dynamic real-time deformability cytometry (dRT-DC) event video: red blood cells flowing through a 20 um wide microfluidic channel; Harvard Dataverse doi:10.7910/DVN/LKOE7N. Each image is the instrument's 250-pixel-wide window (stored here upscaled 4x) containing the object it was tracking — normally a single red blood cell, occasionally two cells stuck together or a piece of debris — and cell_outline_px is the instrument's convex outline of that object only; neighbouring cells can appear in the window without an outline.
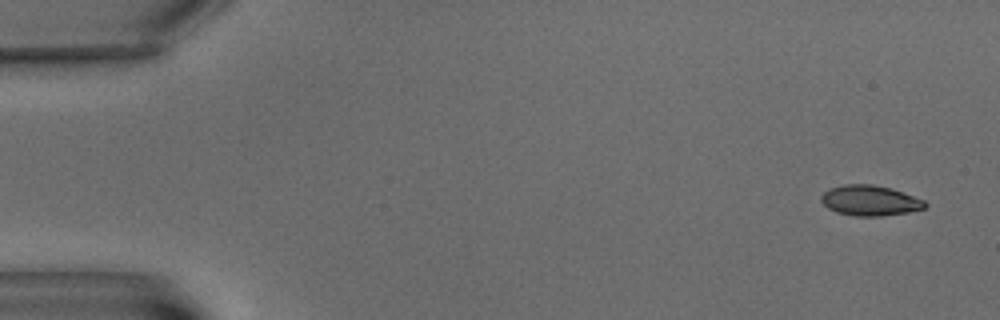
{"species": "common noctule bat (a hibernating species)", "species_latin": "Nyctalus noctula", "temperature_condition": "warm", "stored_images_in_passage": 5, "camera_frame_rate_fps": 3000, "um_per_image_px": 0.085, "animal": {"sex": "male", "body_mass_g": 15.6}, "frame": {"image": 1, "passage_image": 1, "time_ms": 0.0, "image_size_px": [1000, 320], "cell_outline_px": [[928, 204], [924, 208], [908, 212], [880, 216], [852, 216], [836, 212], [828, 208], [820, 200], [820, 196], [828, 188], [844, 184], [872, 184], [892, 188], [924, 200]], "centroid_in_image_um": [73.92, 17.04], "position_along_channel_um": 11.1, "area_um2": 18.5}}
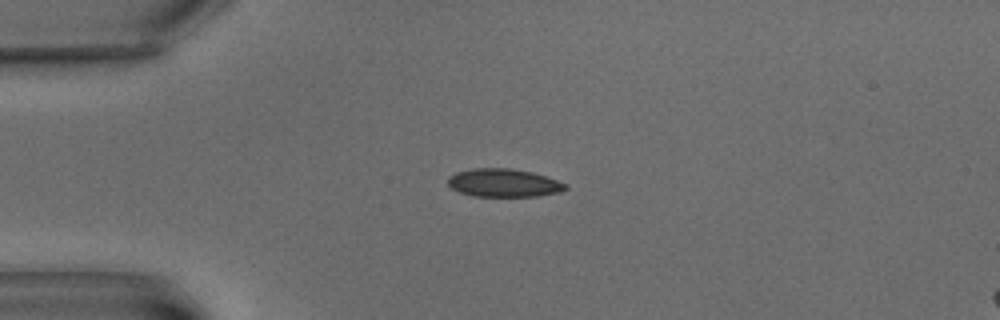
{"frame": {"image": 2, "passage_image": 4, "time_ms": 4.667, "image_size_px": [1000, 320], "cell_outline_px": [[568, 188], [560, 192], [540, 196], [472, 196], [460, 192], [452, 188], [448, 184], [448, 176], [456, 172], [472, 168], [512, 168], [532, 172], [568, 184]], "centroid_in_image_um": [42.81, 15.54], "position_along_channel_um": 42.2, "area_um2": 19.36}}